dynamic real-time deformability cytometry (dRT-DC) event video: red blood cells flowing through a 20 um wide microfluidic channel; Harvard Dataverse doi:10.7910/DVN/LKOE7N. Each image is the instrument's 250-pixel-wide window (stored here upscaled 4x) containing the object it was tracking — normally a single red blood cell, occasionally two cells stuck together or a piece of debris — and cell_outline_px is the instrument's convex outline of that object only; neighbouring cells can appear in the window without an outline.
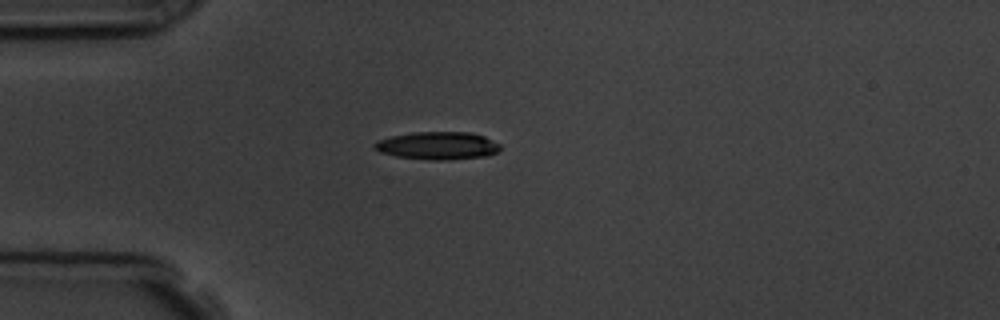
{"species": "common noctule bat (a hibernating species)", "species_latin": "Nyctalus noctula", "temperature_condition": "room temperature", "stored_images_in_passage": 1, "camera_frame_rate_fps": 3000, "um_per_image_px": 0.085, "animal": {"sex": "male", "body_mass_g": 19.5, "forearm_length_mm": 54.6}, "frame": {"image": 1, "passage_image": 1, "time_ms": 0.0, "image_size_px": [1000, 320], "cell_outline_px": [[500, 148], [496, 152], [488, 156], [448, 160], [428, 160], [396, 156], [380, 152], [372, 148], [372, 144], [380, 140], [392, 136], [412, 132], [468, 132], [484, 136], [500, 144]], "centroid_in_image_um": [37.19, 12.39], "position_along_channel_um": 47.8, "area_um2": 20.4}}